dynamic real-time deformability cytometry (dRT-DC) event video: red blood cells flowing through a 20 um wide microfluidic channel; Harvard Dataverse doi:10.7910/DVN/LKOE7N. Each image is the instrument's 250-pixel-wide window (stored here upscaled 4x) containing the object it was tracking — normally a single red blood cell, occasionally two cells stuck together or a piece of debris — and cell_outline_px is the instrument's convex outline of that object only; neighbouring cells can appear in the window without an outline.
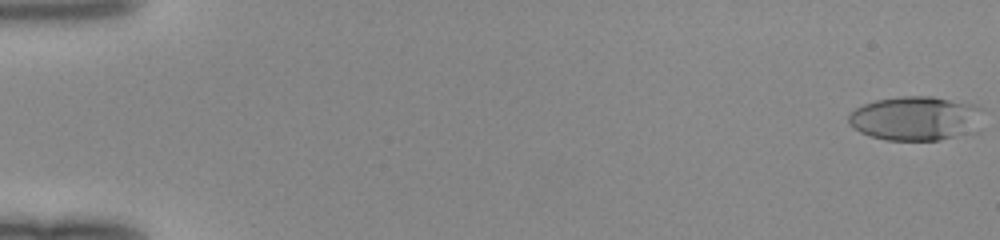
{"species": "human", "species_latin": "Homo sapiens", "temperature_condition": "room temperature", "stored_images_in_passage": 50, "camera_frame_rate_fps": 3000, "um_per_image_px": 0.085, "donor": {"sex": "female"}, "frame": {"image": 1, "passage_image": 1, "time_ms": 0.0, "image_size_px": [1000, 240], "cell_outline_px": [[980, 132], [940, 140], [884, 140], [860, 132], [852, 128], [848, 124], [848, 116], [856, 108], [864, 104], [876, 100], [900, 96], [932, 96], [976, 104], [980, 108]], "centroid_in_image_um": [77.87, 10.07], "position_along_channel_um": 7.1, "area_um2": 35.2}}
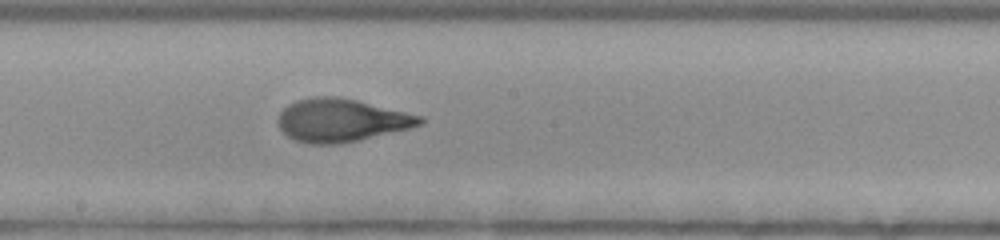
{"frame": {"image": 2, "passage_image": 29, "time_ms": 9.333, "image_size_px": [1000, 240], "cell_outline_px": [[424, 124], [360, 140], [340, 144], [308, 144], [296, 140], [288, 136], [280, 128], [280, 112], [288, 104], [296, 100], [312, 96], [340, 96], [424, 116]], "centroid_in_image_um": [29.03, 10.21], "position_along_channel_um": 219.2, "area_um2": 35.55}}
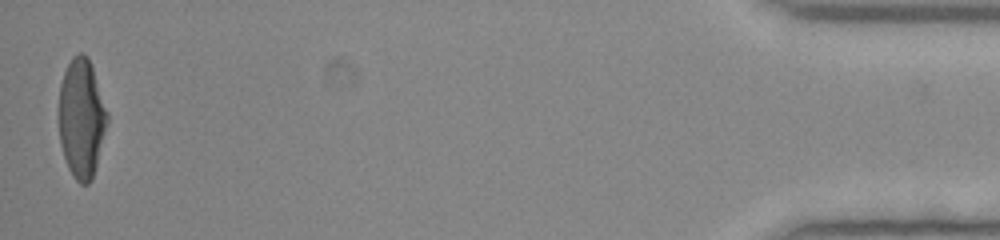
{"frame": {"image": 3, "passage_image": 50, "time_ms": 16.333, "image_size_px": [1000, 240], "cell_outline_px": [[108, 120], [92, 180], [88, 184], [80, 184], [72, 176], [68, 168], [60, 144], [60, 84], [64, 72], [72, 56], [80, 52], [84, 52], [88, 56], [108, 112]], "centroid_in_image_um": [6.93, 10.05], "position_along_channel_um": 428.3, "area_um2": 33.35}}